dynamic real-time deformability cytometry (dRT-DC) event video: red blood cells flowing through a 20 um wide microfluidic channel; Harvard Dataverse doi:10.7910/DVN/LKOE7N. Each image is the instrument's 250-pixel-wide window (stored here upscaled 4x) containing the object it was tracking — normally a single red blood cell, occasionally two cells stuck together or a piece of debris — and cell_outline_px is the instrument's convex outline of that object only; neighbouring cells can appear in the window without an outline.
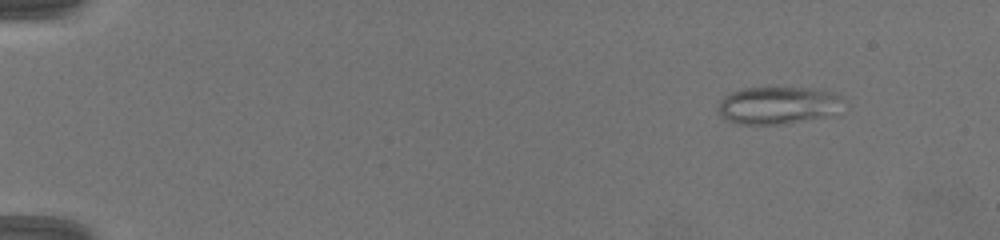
{"species": "common noctule bat (a hibernating species)", "species_latin": "Nyctalus noctula", "temperature_condition": "warm", "stored_images_in_passage": 67, "camera_frame_rate_fps": 3000, "um_per_image_px": 0.085, "animal": {"sex": "female", "body_mass_g": 19.5, "forearm_length_mm": 54.1}, "frame": {"image": 1, "passage_image": 9, "time_ms": 2.667, "image_size_px": [1000, 240], "cell_outline_px": [[848, 104], [836, 116], [788, 124], [740, 124], [728, 120], [720, 116], [716, 108], [720, 100], [724, 96], [732, 92], [744, 88], [816, 88], [836, 92]], "centroid_in_image_um": [66.27, 8.97], "position_along_channel_um": 18.7, "area_um2": 28.44}}
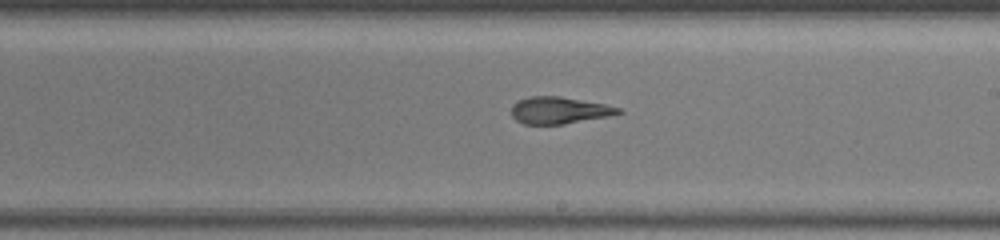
{"frame": {"image": 2, "passage_image": 42, "time_ms": 13.667, "image_size_px": [1000, 240], "cell_outline_px": [[624, 112], [608, 116], [564, 124], [524, 124], [516, 120], [512, 116], [512, 104], [528, 96], [560, 96], [604, 104], [620, 108]], "centroid_in_image_um": [47.51, 9.37], "position_along_channel_um": 241.5, "area_um2": 16.65}}
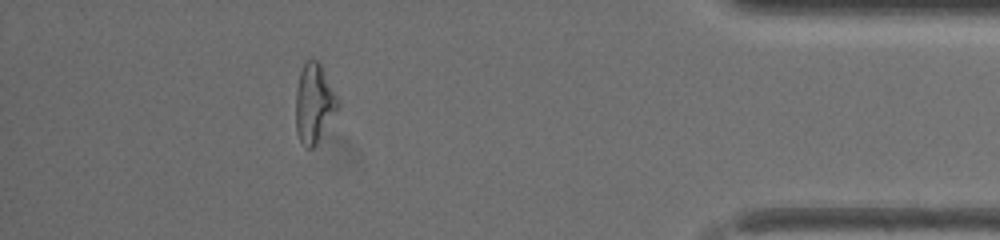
{"frame": {"image": 3, "passage_image": 61, "time_ms": 20.0, "image_size_px": [1000, 240], "cell_outline_px": [[336, 108], [316, 144], [312, 148], [308, 148], [300, 140], [296, 132], [296, 92], [300, 72], [304, 64], [308, 60], [316, 60], [320, 64], [336, 96]], "centroid_in_image_um": [26.64, 8.78], "position_along_channel_um": 408.6, "area_um2": 18.32}, "authors_computed_cell_mechanics": {"area_um2": 19.5942, "velocity_mm_per_s": 3.2687, "shape_relaxation_time_tau1_ms": null, "shape_relaxation_time_tau2_ms": 3.1139, "deformation_change_tau1": null, "deformation_change_tau2": 0.1162}}